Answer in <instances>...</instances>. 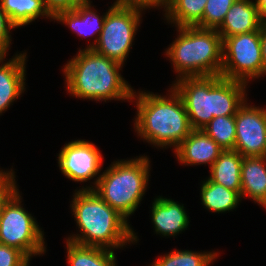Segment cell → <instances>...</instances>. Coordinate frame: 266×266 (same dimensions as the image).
Here are the masks:
<instances>
[{
	"instance_id": "33",
	"label": "cell",
	"mask_w": 266,
	"mask_h": 266,
	"mask_svg": "<svg viewBox=\"0 0 266 266\" xmlns=\"http://www.w3.org/2000/svg\"><path fill=\"white\" fill-rule=\"evenodd\" d=\"M30 259L23 265V266H29Z\"/></svg>"
},
{
	"instance_id": "15",
	"label": "cell",
	"mask_w": 266,
	"mask_h": 266,
	"mask_svg": "<svg viewBox=\"0 0 266 266\" xmlns=\"http://www.w3.org/2000/svg\"><path fill=\"white\" fill-rule=\"evenodd\" d=\"M152 222L155 232L163 236H175L188 228L189 217L183 204L163 197L155 198L152 204Z\"/></svg>"
},
{
	"instance_id": "2",
	"label": "cell",
	"mask_w": 266,
	"mask_h": 266,
	"mask_svg": "<svg viewBox=\"0 0 266 266\" xmlns=\"http://www.w3.org/2000/svg\"><path fill=\"white\" fill-rule=\"evenodd\" d=\"M75 195V196H74ZM73 195L71 209L80 234L71 242L113 250L137 242V236L126 218L110 207L93 189H79Z\"/></svg>"
},
{
	"instance_id": "29",
	"label": "cell",
	"mask_w": 266,
	"mask_h": 266,
	"mask_svg": "<svg viewBox=\"0 0 266 266\" xmlns=\"http://www.w3.org/2000/svg\"><path fill=\"white\" fill-rule=\"evenodd\" d=\"M86 0H43L46 9L54 16L56 13L65 10H73Z\"/></svg>"
},
{
	"instance_id": "18",
	"label": "cell",
	"mask_w": 266,
	"mask_h": 266,
	"mask_svg": "<svg viewBox=\"0 0 266 266\" xmlns=\"http://www.w3.org/2000/svg\"><path fill=\"white\" fill-rule=\"evenodd\" d=\"M243 156L234 150H224L210 167L212 182L241 193Z\"/></svg>"
},
{
	"instance_id": "4",
	"label": "cell",
	"mask_w": 266,
	"mask_h": 266,
	"mask_svg": "<svg viewBox=\"0 0 266 266\" xmlns=\"http://www.w3.org/2000/svg\"><path fill=\"white\" fill-rule=\"evenodd\" d=\"M168 97L133 92L137 98L135 129L141 138L158 147L177 146L193 131L181 96L172 87Z\"/></svg>"
},
{
	"instance_id": "11",
	"label": "cell",
	"mask_w": 266,
	"mask_h": 266,
	"mask_svg": "<svg viewBox=\"0 0 266 266\" xmlns=\"http://www.w3.org/2000/svg\"><path fill=\"white\" fill-rule=\"evenodd\" d=\"M58 155V166L70 180L87 182L101 171L103 157L89 141H71L65 144Z\"/></svg>"
},
{
	"instance_id": "3",
	"label": "cell",
	"mask_w": 266,
	"mask_h": 266,
	"mask_svg": "<svg viewBox=\"0 0 266 266\" xmlns=\"http://www.w3.org/2000/svg\"><path fill=\"white\" fill-rule=\"evenodd\" d=\"M122 66L93 49H80L63 68L67 91L95 101L132 100L134 91L119 73Z\"/></svg>"
},
{
	"instance_id": "8",
	"label": "cell",
	"mask_w": 266,
	"mask_h": 266,
	"mask_svg": "<svg viewBox=\"0 0 266 266\" xmlns=\"http://www.w3.org/2000/svg\"><path fill=\"white\" fill-rule=\"evenodd\" d=\"M20 200L18 191L0 214V244L15 247L31 259L46 251L44 233Z\"/></svg>"
},
{
	"instance_id": "26",
	"label": "cell",
	"mask_w": 266,
	"mask_h": 266,
	"mask_svg": "<svg viewBox=\"0 0 266 266\" xmlns=\"http://www.w3.org/2000/svg\"><path fill=\"white\" fill-rule=\"evenodd\" d=\"M14 170H0V214L4 210L5 205L19 191L16 186Z\"/></svg>"
},
{
	"instance_id": "25",
	"label": "cell",
	"mask_w": 266,
	"mask_h": 266,
	"mask_svg": "<svg viewBox=\"0 0 266 266\" xmlns=\"http://www.w3.org/2000/svg\"><path fill=\"white\" fill-rule=\"evenodd\" d=\"M235 1L207 0L202 17V28L217 30Z\"/></svg>"
},
{
	"instance_id": "32",
	"label": "cell",
	"mask_w": 266,
	"mask_h": 266,
	"mask_svg": "<svg viewBox=\"0 0 266 266\" xmlns=\"http://www.w3.org/2000/svg\"><path fill=\"white\" fill-rule=\"evenodd\" d=\"M130 1H136L139 3H143L146 5H149L150 7H159L161 6L166 0H130Z\"/></svg>"
},
{
	"instance_id": "7",
	"label": "cell",
	"mask_w": 266,
	"mask_h": 266,
	"mask_svg": "<svg viewBox=\"0 0 266 266\" xmlns=\"http://www.w3.org/2000/svg\"><path fill=\"white\" fill-rule=\"evenodd\" d=\"M146 8L150 6L136 1L116 0L106 12L102 32L92 49L123 65L141 21V11Z\"/></svg>"
},
{
	"instance_id": "31",
	"label": "cell",
	"mask_w": 266,
	"mask_h": 266,
	"mask_svg": "<svg viewBox=\"0 0 266 266\" xmlns=\"http://www.w3.org/2000/svg\"><path fill=\"white\" fill-rule=\"evenodd\" d=\"M256 7L263 21H266V0H256Z\"/></svg>"
},
{
	"instance_id": "10",
	"label": "cell",
	"mask_w": 266,
	"mask_h": 266,
	"mask_svg": "<svg viewBox=\"0 0 266 266\" xmlns=\"http://www.w3.org/2000/svg\"><path fill=\"white\" fill-rule=\"evenodd\" d=\"M245 101L235 114L234 151L243 157L266 156V109L248 106Z\"/></svg>"
},
{
	"instance_id": "27",
	"label": "cell",
	"mask_w": 266,
	"mask_h": 266,
	"mask_svg": "<svg viewBox=\"0 0 266 266\" xmlns=\"http://www.w3.org/2000/svg\"><path fill=\"white\" fill-rule=\"evenodd\" d=\"M28 260L19 249L0 244V266H23Z\"/></svg>"
},
{
	"instance_id": "23",
	"label": "cell",
	"mask_w": 266,
	"mask_h": 266,
	"mask_svg": "<svg viewBox=\"0 0 266 266\" xmlns=\"http://www.w3.org/2000/svg\"><path fill=\"white\" fill-rule=\"evenodd\" d=\"M223 150H234L236 141L235 115L213 118L203 129Z\"/></svg>"
},
{
	"instance_id": "24",
	"label": "cell",
	"mask_w": 266,
	"mask_h": 266,
	"mask_svg": "<svg viewBox=\"0 0 266 266\" xmlns=\"http://www.w3.org/2000/svg\"><path fill=\"white\" fill-rule=\"evenodd\" d=\"M217 256L215 252L175 250L161 256L151 266H209Z\"/></svg>"
},
{
	"instance_id": "21",
	"label": "cell",
	"mask_w": 266,
	"mask_h": 266,
	"mask_svg": "<svg viewBox=\"0 0 266 266\" xmlns=\"http://www.w3.org/2000/svg\"><path fill=\"white\" fill-rule=\"evenodd\" d=\"M200 192L205 209L216 213L232 211L242 198L239 192L216 184L209 178L203 182Z\"/></svg>"
},
{
	"instance_id": "20",
	"label": "cell",
	"mask_w": 266,
	"mask_h": 266,
	"mask_svg": "<svg viewBox=\"0 0 266 266\" xmlns=\"http://www.w3.org/2000/svg\"><path fill=\"white\" fill-rule=\"evenodd\" d=\"M66 241L67 260L70 266H116V255L113 250Z\"/></svg>"
},
{
	"instance_id": "12",
	"label": "cell",
	"mask_w": 266,
	"mask_h": 266,
	"mask_svg": "<svg viewBox=\"0 0 266 266\" xmlns=\"http://www.w3.org/2000/svg\"><path fill=\"white\" fill-rule=\"evenodd\" d=\"M174 151L184 165L209 164L211 167L224 150L203 130H193Z\"/></svg>"
},
{
	"instance_id": "28",
	"label": "cell",
	"mask_w": 266,
	"mask_h": 266,
	"mask_svg": "<svg viewBox=\"0 0 266 266\" xmlns=\"http://www.w3.org/2000/svg\"><path fill=\"white\" fill-rule=\"evenodd\" d=\"M15 28L0 4V55H6L9 50L12 41L9 31Z\"/></svg>"
},
{
	"instance_id": "16",
	"label": "cell",
	"mask_w": 266,
	"mask_h": 266,
	"mask_svg": "<svg viewBox=\"0 0 266 266\" xmlns=\"http://www.w3.org/2000/svg\"><path fill=\"white\" fill-rule=\"evenodd\" d=\"M105 17L106 13L99 17L96 11L94 12L92 9L90 0H86L73 10H65L56 13L53 19L68 25L72 31L76 32L81 37L98 34V37H96L94 41L95 43L87 46V49H92L97 44L99 35L102 32Z\"/></svg>"
},
{
	"instance_id": "6",
	"label": "cell",
	"mask_w": 266,
	"mask_h": 266,
	"mask_svg": "<svg viewBox=\"0 0 266 266\" xmlns=\"http://www.w3.org/2000/svg\"><path fill=\"white\" fill-rule=\"evenodd\" d=\"M150 161L146 156L113 162L99 175L93 189L113 209L126 219L137 209L149 181Z\"/></svg>"
},
{
	"instance_id": "22",
	"label": "cell",
	"mask_w": 266,
	"mask_h": 266,
	"mask_svg": "<svg viewBox=\"0 0 266 266\" xmlns=\"http://www.w3.org/2000/svg\"><path fill=\"white\" fill-rule=\"evenodd\" d=\"M0 4L16 28L28 25L41 16L53 19L43 0H0Z\"/></svg>"
},
{
	"instance_id": "5",
	"label": "cell",
	"mask_w": 266,
	"mask_h": 266,
	"mask_svg": "<svg viewBox=\"0 0 266 266\" xmlns=\"http://www.w3.org/2000/svg\"><path fill=\"white\" fill-rule=\"evenodd\" d=\"M179 35L166 50L178 79L220 75L222 38L215 29L178 27Z\"/></svg>"
},
{
	"instance_id": "19",
	"label": "cell",
	"mask_w": 266,
	"mask_h": 266,
	"mask_svg": "<svg viewBox=\"0 0 266 266\" xmlns=\"http://www.w3.org/2000/svg\"><path fill=\"white\" fill-rule=\"evenodd\" d=\"M207 0H166L161 7L165 17L176 27L197 26L202 28V17Z\"/></svg>"
},
{
	"instance_id": "14",
	"label": "cell",
	"mask_w": 266,
	"mask_h": 266,
	"mask_svg": "<svg viewBox=\"0 0 266 266\" xmlns=\"http://www.w3.org/2000/svg\"><path fill=\"white\" fill-rule=\"evenodd\" d=\"M263 20L261 19L255 2L250 0H236L217 32L222 41L229 36L259 31Z\"/></svg>"
},
{
	"instance_id": "1",
	"label": "cell",
	"mask_w": 266,
	"mask_h": 266,
	"mask_svg": "<svg viewBox=\"0 0 266 266\" xmlns=\"http://www.w3.org/2000/svg\"><path fill=\"white\" fill-rule=\"evenodd\" d=\"M246 85L214 75L180 78L172 87L183 100L193 130H202L215 117L237 113L246 101Z\"/></svg>"
},
{
	"instance_id": "30",
	"label": "cell",
	"mask_w": 266,
	"mask_h": 266,
	"mask_svg": "<svg viewBox=\"0 0 266 266\" xmlns=\"http://www.w3.org/2000/svg\"><path fill=\"white\" fill-rule=\"evenodd\" d=\"M259 37L261 45V54L264 68L266 70V21H263L259 27Z\"/></svg>"
},
{
	"instance_id": "9",
	"label": "cell",
	"mask_w": 266,
	"mask_h": 266,
	"mask_svg": "<svg viewBox=\"0 0 266 266\" xmlns=\"http://www.w3.org/2000/svg\"><path fill=\"white\" fill-rule=\"evenodd\" d=\"M223 78L249 83L266 75L262 61L259 31L226 37L222 41Z\"/></svg>"
},
{
	"instance_id": "13",
	"label": "cell",
	"mask_w": 266,
	"mask_h": 266,
	"mask_svg": "<svg viewBox=\"0 0 266 266\" xmlns=\"http://www.w3.org/2000/svg\"><path fill=\"white\" fill-rule=\"evenodd\" d=\"M6 55H0V114L10 107L16 98L25 91L26 53L16 54L5 61ZM4 63V64H3Z\"/></svg>"
},
{
	"instance_id": "17",
	"label": "cell",
	"mask_w": 266,
	"mask_h": 266,
	"mask_svg": "<svg viewBox=\"0 0 266 266\" xmlns=\"http://www.w3.org/2000/svg\"><path fill=\"white\" fill-rule=\"evenodd\" d=\"M240 195L266 208V156L243 157Z\"/></svg>"
}]
</instances>
